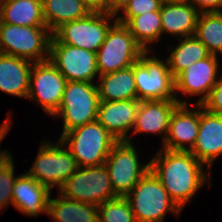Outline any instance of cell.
Listing matches in <instances>:
<instances>
[{
    "mask_svg": "<svg viewBox=\"0 0 222 222\" xmlns=\"http://www.w3.org/2000/svg\"><path fill=\"white\" fill-rule=\"evenodd\" d=\"M149 162L150 170L181 210L207 181L211 186L204 164L188 150L160 148Z\"/></svg>",
    "mask_w": 222,
    "mask_h": 222,
    "instance_id": "1",
    "label": "cell"
},
{
    "mask_svg": "<svg viewBox=\"0 0 222 222\" xmlns=\"http://www.w3.org/2000/svg\"><path fill=\"white\" fill-rule=\"evenodd\" d=\"M125 198L132 208L136 222H164L167 212L177 217L182 212L151 170Z\"/></svg>",
    "mask_w": 222,
    "mask_h": 222,
    "instance_id": "2",
    "label": "cell"
},
{
    "mask_svg": "<svg viewBox=\"0 0 222 222\" xmlns=\"http://www.w3.org/2000/svg\"><path fill=\"white\" fill-rule=\"evenodd\" d=\"M59 140L73 155L79 167L105 164L117 142L97 120L61 134Z\"/></svg>",
    "mask_w": 222,
    "mask_h": 222,
    "instance_id": "3",
    "label": "cell"
},
{
    "mask_svg": "<svg viewBox=\"0 0 222 222\" xmlns=\"http://www.w3.org/2000/svg\"><path fill=\"white\" fill-rule=\"evenodd\" d=\"M99 104L100 96L97 84L67 81L61 104L52 117H62V134H64L77 127L96 121Z\"/></svg>",
    "mask_w": 222,
    "mask_h": 222,
    "instance_id": "4",
    "label": "cell"
},
{
    "mask_svg": "<svg viewBox=\"0 0 222 222\" xmlns=\"http://www.w3.org/2000/svg\"><path fill=\"white\" fill-rule=\"evenodd\" d=\"M52 32L47 27L0 23V53L33 63L49 59Z\"/></svg>",
    "mask_w": 222,
    "mask_h": 222,
    "instance_id": "5",
    "label": "cell"
},
{
    "mask_svg": "<svg viewBox=\"0 0 222 222\" xmlns=\"http://www.w3.org/2000/svg\"><path fill=\"white\" fill-rule=\"evenodd\" d=\"M145 51L133 64V75L137 90V99L176 100L175 78L165 62L157 56H149Z\"/></svg>",
    "mask_w": 222,
    "mask_h": 222,
    "instance_id": "6",
    "label": "cell"
},
{
    "mask_svg": "<svg viewBox=\"0 0 222 222\" xmlns=\"http://www.w3.org/2000/svg\"><path fill=\"white\" fill-rule=\"evenodd\" d=\"M53 144L42 141L35 161L27 172L50 191L56 186L59 190L79 168L73 155L59 139Z\"/></svg>",
    "mask_w": 222,
    "mask_h": 222,
    "instance_id": "7",
    "label": "cell"
},
{
    "mask_svg": "<svg viewBox=\"0 0 222 222\" xmlns=\"http://www.w3.org/2000/svg\"><path fill=\"white\" fill-rule=\"evenodd\" d=\"M144 52L128 28L116 21L96 52L98 73L104 75L130 67Z\"/></svg>",
    "mask_w": 222,
    "mask_h": 222,
    "instance_id": "8",
    "label": "cell"
},
{
    "mask_svg": "<svg viewBox=\"0 0 222 222\" xmlns=\"http://www.w3.org/2000/svg\"><path fill=\"white\" fill-rule=\"evenodd\" d=\"M115 21H114V20ZM116 16L90 13L87 17L62 24L52 33L50 44H67L96 53Z\"/></svg>",
    "mask_w": 222,
    "mask_h": 222,
    "instance_id": "9",
    "label": "cell"
},
{
    "mask_svg": "<svg viewBox=\"0 0 222 222\" xmlns=\"http://www.w3.org/2000/svg\"><path fill=\"white\" fill-rule=\"evenodd\" d=\"M58 193L66 198L97 206L118 197L112 188L105 164L79 167Z\"/></svg>",
    "mask_w": 222,
    "mask_h": 222,
    "instance_id": "10",
    "label": "cell"
},
{
    "mask_svg": "<svg viewBox=\"0 0 222 222\" xmlns=\"http://www.w3.org/2000/svg\"><path fill=\"white\" fill-rule=\"evenodd\" d=\"M133 142L117 141L105 161L112 188L125 197L150 170V162L142 165Z\"/></svg>",
    "mask_w": 222,
    "mask_h": 222,
    "instance_id": "11",
    "label": "cell"
},
{
    "mask_svg": "<svg viewBox=\"0 0 222 222\" xmlns=\"http://www.w3.org/2000/svg\"><path fill=\"white\" fill-rule=\"evenodd\" d=\"M67 80L48 60L32 65L28 99L40 104L52 116L59 108Z\"/></svg>",
    "mask_w": 222,
    "mask_h": 222,
    "instance_id": "12",
    "label": "cell"
},
{
    "mask_svg": "<svg viewBox=\"0 0 222 222\" xmlns=\"http://www.w3.org/2000/svg\"><path fill=\"white\" fill-rule=\"evenodd\" d=\"M49 61L67 81L93 83L99 75L96 53L67 44H50Z\"/></svg>",
    "mask_w": 222,
    "mask_h": 222,
    "instance_id": "13",
    "label": "cell"
},
{
    "mask_svg": "<svg viewBox=\"0 0 222 222\" xmlns=\"http://www.w3.org/2000/svg\"><path fill=\"white\" fill-rule=\"evenodd\" d=\"M219 65L217 56L210 54L184 70L175 79L177 102L179 104H188L187 101L178 98L177 94L180 92L186 96H201L196 102V104L201 105L208 98L211 89L220 78L218 74Z\"/></svg>",
    "mask_w": 222,
    "mask_h": 222,
    "instance_id": "14",
    "label": "cell"
},
{
    "mask_svg": "<svg viewBox=\"0 0 222 222\" xmlns=\"http://www.w3.org/2000/svg\"><path fill=\"white\" fill-rule=\"evenodd\" d=\"M190 110L188 104H179L171 114L167 137L161 148L190 151L197 140L200 124V104ZM189 146H185L188 145Z\"/></svg>",
    "mask_w": 222,
    "mask_h": 222,
    "instance_id": "15",
    "label": "cell"
},
{
    "mask_svg": "<svg viewBox=\"0 0 222 222\" xmlns=\"http://www.w3.org/2000/svg\"><path fill=\"white\" fill-rule=\"evenodd\" d=\"M190 152L208 167L222 155V115L208 112L200 105L199 132L195 145Z\"/></svg>",
    "mask_w": 222,
    "mask_h": 222,
    "instance_id": "16",
    "label": "cell"
},
{
    "mask_svg": "<svg viewBox=\"0 0 222 222\" xmlns=\"http://www.w3.org/2000/svg\"><path fill=\"white\" fill-rule=\"evenodd\" d=\"M140 100L100 101L97 121L117 141H130L128 133L133 129Z\"/></svg>",
    "mask_w": 222,
    "mask_h": 222,
    "instance_id": "17",
    "label": "cell"
},
{
    "mask_svg": "<svg viewBox=\"0 0 222 222\" xmlns=\"http://www.w3.org/2000/svg\"><path fill=\"white\" fill-rule=\"evenodd\" d=\"M51 191L32 176L20 174L12 189V205L18 212L30 217L40 213L48 214V201Z\"/></svg>",
    "mask_w": 222,
    "mask_h": 222,
    "instance_id": "18",
    "label": "cell"
},
{
    "mask_svg": "<svg viewBox=\"0 0 222 222\" xmlns=\"http://www.w3.org/2000/svg\"><path fill=\"white\" fill-rule=\"evenodd\" d=\"M178 105L177 100L140 101L132 135L145 132L159 134L164 143L171 114Z\"/></svg>",
    "mask_w": 222,
    "mask_h": 222,
    "instance_id": "19",
    "label": "cell"
},
{
    "mask_svg": "<svg viewBox=\"0 0 222 222\" xmlns=\"http://www.w3.org/2000/svg\"><path fill=\"white\" fill-rule=\"evenodd\" d=\"M200 12L189 0L163 3L160 9L162 34L183 38L193 36Z\"/></svg>",
    "mask_w": 222,
    "mask_h": 222,
    "instance_id": "20",
    "label": "cell"
},
{
    "mask_svg": "<svg viewBox=\"0 0 222 222\" xmlns=\"http://www.w3.org/2000/svg\"><path fill=\"white\" fill-rule=\"evenodd\" d=\"M33 62L0 53V91L17 97H28Z\"/></svg>",
    "mask_w": 222,
    "mask_h": 222,
    "instance_id": "21",
    "label": "cell"
},
{
    "mask_svg": "<svg viewBox=\"0 0 222 222\" xmlns=\"http://www.w3.org/2000/svg\"><path fill=\"white\" fill-rule=\"evenodd\" d=\"M0 23L46 27L42 0H1Z\"/></svg>",
    "mask_w": 222,
    "mask_h": 222,
    "instance_id": "22",
    "label": "cell"
},
{
    "mask_svg": "<svg viewBox=\"0 0 222 222\" xmlns=\"http://www.w3.org/2000/svg\"><path fill=\"white\" fill-rule=\"evenodd\" d=\"M98 77L100 83H98L97 87L100 101L137 99L133 65Z\"/></svg>",
    "mask_w": 222,
    "mask_h": 222,
    "instance_id": "23",
    "label": "cell"
},
{
    "mask_svg": "<svg viewBox=\"0 0 222 222\" xmlns=\"http://www.w3.org/2000/svg\"><path fill=\"white\" fill-rule=\"evenodd\" d=\"M48 201V216L55 222H98V206L64 197Z\"/></svg>",
    "mask_w": 222,
    "mask_h": 222,
    "instance_id": "24",
    "label": "cell"
},
{
    "mask_svg": "<svg viewBox=\"0 0 222 222\" xmlns=\"http://www.w3.org/2000/svg\"><path fill=\"white\" fill-rule=\"evenodd\" d=\"M46 27L53 33L62 24L87 17L91 12L82 0H42Z\"/></svg>",
    "mask_w": 222,
    "mask_h": 222,
    "instance_id": "25",
    "label": "cell"
},
{
    "mask_svg": "<svg viewBox=\"0 0 222 222\" xmlns=\"http://www.w3.org/2000/svg\"><path fill=\"white\" fill-rule=\"evenodd\" d=\"M180 43L166 57L169 70L176 79L184 70L195 62L204 59L210 55L207 47L199 41L195 35L178 38Z\"/></svg>",
    "mask_w": 222,
    "mask_h": 222,
    "instance_id": "26",
    "label": "cell"
},
{
    "mask_svg": "<svg viewBox=\"0 0 222 222\" xmlns=\"http://www.w3.org/2000/svg\"><path fill=\"white\" fill-rule=\"evenodd\" d=\"M125 26L144 51H150V44L156 43L155 41L158 42L162 38L160 11L135 16Z\"/></svg>",
    "mask_w": 222,
    "mask_h": 222,
    "instance_id": "27",
    "label": "cell"
},
{
    "mask_svg": "<svg viewBox=\"0 0 222 222\" xmlns=\"http://www.w3.org/2000/svg\"><path fill=\"white\" fill-rule=\"evenodd\" d=\"M194 35L210 54H222V12L200 13Z\"/></svg>",
    "mask_w": 222,
    "mask_h": 222,
    "instance_id": "28",
    "label": "cell"
},
{
    "mask_svg": "<svg viewBox=\"0 0 222 222\" xmlns=\"http://www.w3.org/2000/svg\"><path fill=\"white\" fill-rule=\"evenodd\" d=\"M98 222H136L128 200L118 196L98 206Z\"/></svg>",
    "mask_w": 222,
    "mask_h": 222,
    "instance_id": "29",
    "label": "cell"
},
{
    "mask_svg": "<svg viewBox=\"0 0 222 222\" xmlns=\"http://www.w3.org/2000/svg\"><path fill=\"white\" fill-rule=\"evenodd\" d=\"M14 162L12 156L0 166V209L5 210L9 203H13L12 189L16 180L14 175Z\"/></svg>",
    "mask_w": 222,
    "mask_h": 222,
    "instance_id": "30",
    "label": "cell"
},
{
    "mask_svg": "<svg viewBox=\"0 0 222 222\" xmlns=\"http://www.w3.org/2000/svg\"><path fill=\"white\" fill-rule=\"evenodd\" d=\"M162 3L159 0H131L122 10L120 16H116V21L126 24L131 18L147 12L160 11Z\"/></svg>",
    "mask_w": 222,
    "mask_h": 222,
    "instance_id": "31",
    "label": "cell"
},
{
    "mask_svg": "<svg viewBox=\"0 0 222 222\" xmlns=\"http://www.w3.org/2000/svg\"><path fill=\"white\" fill-rule=\"evenodd\" d=\"M201 105L210 113L222 115V75Z\"/></svg>",
    "mask_w": 222,
    "mask_h": 222,
    "instance_id": "32",
    "label": "cell"
},
{
    "mask_svg": "<svg viewBox=\"0 0 222 222\" xmlns=\"http://www.w3.org/2000/svg\"><path fill=\"white\" fill-rule=\"evenodd\" d=\"M200 12H222V0H189Z\"/></svg>",
    "mask_w": 222,
    "mask_h": 222,
    "instance_id": "33",
    "label": "cell"
},
{
    "mask_svg": "<svg viewBox=\"0 0 222 222\" xmlns=\"http://www.w3.org/2000/svg\"><path fill=\"white\" fill-rule=\"evenodd\" d=\"M91 13L109 14V0H82Z\"/></svg>",
    "mask_w": 222,
    "mask_h": 222,
    "instance_id": "34",
    "label": "cell"
},
{
    "mask_svg": "<svg viewBox=\"0 0 222 222\" xmlns=\"http://www.w3.org/2000/svg\"><path fill=\"white\" fill-rule=\"evenodd\" d=\"M12 124V120L8 117L5 119V121L0 125V144L2 140L4 139L5 135H7L10 127ZM11 153L8 152V150L0 151V166L4 164L10 157Z\"/></svg>",
    "mask_w": 222,
    "mask_h": 222,
    "instance_id": "35",
    "label": "cell"
},
{
    "mask_svg": "<svg viewBox=\"0 0 222 222\" xmlns=\"http://www.w3.org/2000/svg\"><path fill=\"white\" fill-rule=\"evenodd\" d=\"M130 1L131 0H109V14L118 16L120 10L122 11Z\"/></svg>",
    "mask_w": 222,
    "mask_h": 222,
    "instance_id": "36",
    "label": "cell"
},
{
    "mask_svg": "<svg viewBox=\"0 0 222 222\" xmlns=\"http://www.w3.org/2000/svg\"><path fill=\"white\" fill-rule=\"evenodd\" d=\"M162 4L163 3H173V2H178V1H181V0H159Z\"/></svg>",
    "mask_w": 222,
    "mask_h": 222,
    "instance_id": "37",
    "label": "cell"
}]
</instances>
